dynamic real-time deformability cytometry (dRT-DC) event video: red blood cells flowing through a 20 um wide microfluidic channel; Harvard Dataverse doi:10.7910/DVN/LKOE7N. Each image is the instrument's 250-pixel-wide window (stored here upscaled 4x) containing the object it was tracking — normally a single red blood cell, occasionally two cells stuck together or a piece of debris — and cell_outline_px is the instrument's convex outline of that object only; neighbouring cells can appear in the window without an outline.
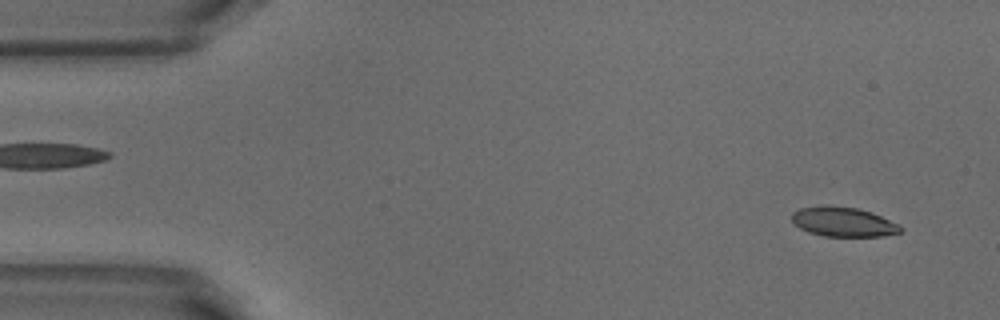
{"species": "common noctule bat (a hibernating species)", "species_latin": "Nyctalus noctula", "temperature_condition": "warm", "stored_images_in_passage": 51, "camera_frame_rate_fps": 3000, "um_per_image_px": 0.085, "animal": {"sex": "male", "body_mass_g": 18.8}, "frame": {"image": 1, "passage_image": 3, "time_ms": 0.667, "image_size_px": [1000, 320], "cell_outline_px": [[904, 228], [900, 232], [884, 236], [824, 236], [808, 232], [800, 228], [792, 220], [792, 212], [800, 208], [824, 204], [856, 208], [880, 216], [900, 224]], "centroid_in_image_um": [71.67, 18.85], "position_along_channel_um": 13.3, "area_um2": 18.73}}
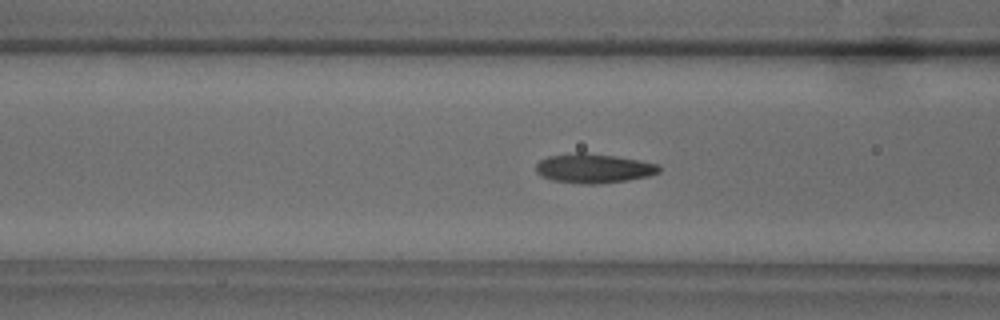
{"frame": {"image": 2, "passage_image": 19, "time_ms": 6.0, "image_size_px": [1000, 320], "cell_outline_px": [[660, 172], [648, 176], [628, 180], [596, 184], [580, 184], [552, 180], [540, 176], [536, 172], [536, 164], [540, 160], [548, 156], [576, 152], [584, 152], [616, 156], [660, 164]], "centroid_in_image_um": [50.45, 14.31], "position_along_channel_um": 116.2, "area_um2": 21.21}}
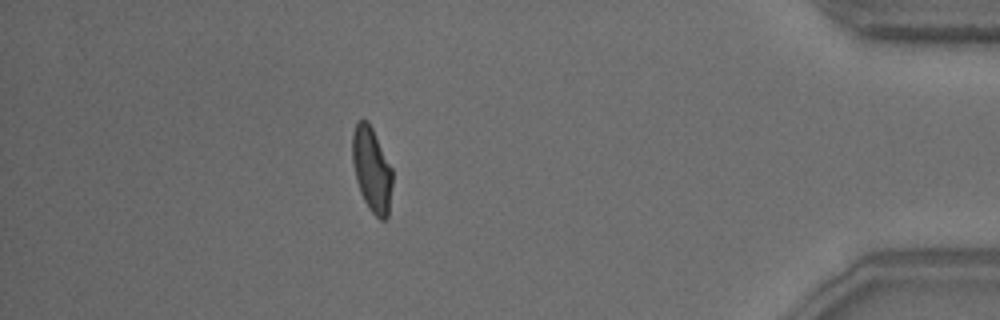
{"frame": {"image": 3, "passage_image": 45, "time_ms": 14.667, "image_size_px": [1000, 320], "cell_outline_px": [[392, 184], [388, 216], [384, 220], [380, 220], [368, 208], [360, 192], [356, 180], [352, 160], [352, 132], [356, 120], [368, 120], [392, 168]], "centroid_in_image_um": [31.58, 14.4], "position_along_channel_um": 403.6, "area_um2": 19.83}, "authors_computed_cell_mechanics": {"area_um2": 19.8832, "velocity_mm_per_s": 3.8672, "shape_relaxation_time_tau1_ms": 4.2528, "shape_relaxation_time_tau2_ms": 1.3551, "deformation_change_tau1": 0.1571, "deformation_change_tau2": 0.0689}}